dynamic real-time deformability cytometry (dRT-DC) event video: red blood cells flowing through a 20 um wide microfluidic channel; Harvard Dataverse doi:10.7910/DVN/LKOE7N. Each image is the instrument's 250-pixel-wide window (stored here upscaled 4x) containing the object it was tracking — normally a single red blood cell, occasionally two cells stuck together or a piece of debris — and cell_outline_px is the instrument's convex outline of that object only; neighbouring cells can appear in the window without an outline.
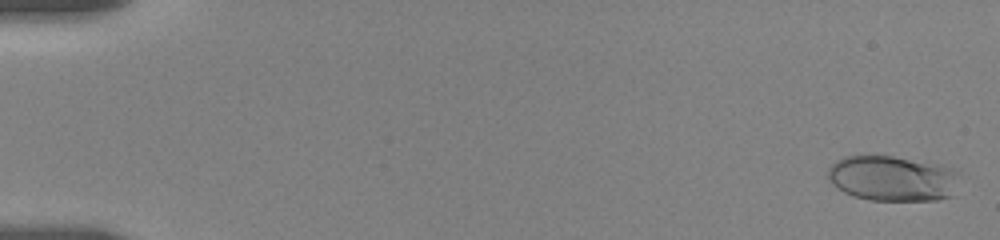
{"species": "human", "species_latin": "Homo sapiens", "temperature_condition": "room temperature", "stored_images_in_passage": 17, "camera_frame_rate_fps": 3000, "um_per_image_px": 0.085, "donor": {"sex": "female"}, "frame": {"image": 1, "passage_image": 1, "time_ms": 0.0, "image_size_px": [1000, 240], "cell_outline_px": [[960, 172], [952, 196], [936, 200], [868, 200], [852, 196], [844, 192], [828, 180], [828, 168], [836, 160], [844, 156], [892, 156], [936, 164], [952, 168]], "centroid_in_image_um": [75.85, 15.17], "position_along_channel_um": 9.2, "area_um2": 34.8}}
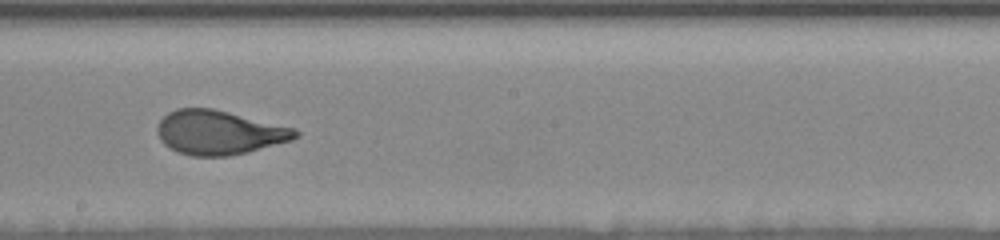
{"frame": {"image": 2, "passage_image": 10, "time_ms": 10.667, "image_size_px": [1000, 240], "cell_outline_px": [[300, 136], [292, 140], [248, 152], [228, 156], [192, 156], [168, 148], [160, 140], [156, 128], [160, 120], [168, 112], [176, 108], [212, 108], [296, 128], [300, 132]], "centroid_in_image_um": [18.63, 11.26], "position_along_channel_um": 229.6, "area_um2": 35.66}}
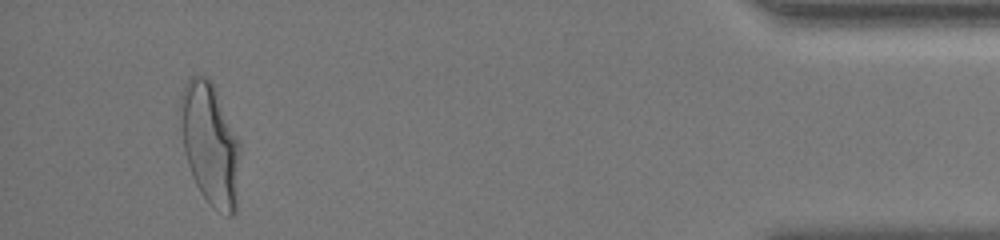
{"frame": {"image": 3, "passage_image": 16, "time_ms": 17.667, "image_size_px": [1000, 240], "cell_outline_px": [[240, 152], [236, 212], [232, 216], [228, 216], [212, 208], [208, 204], [200, 192], [192, 176], [184, 152], [176, 112], [180, 96], [184, 84], [192, 76], [208, 76], [216, 88], [240, 144]], "centroid_in_image_um": [17.82, 12.23], "position_along_channel_um": 417.4, "area_um2": 43.47}, "authors_computed_cell_mechanics": {"area_um2": 35.547, "velocity_mm_per_s": 3.5315, "shape_relaxation_time_tau1_ms": 3.7055, "shape_relaxation_time_tau2_ms": null, "deformation_change_tau1": 0.1373, "deformation_change_tau2": null}}